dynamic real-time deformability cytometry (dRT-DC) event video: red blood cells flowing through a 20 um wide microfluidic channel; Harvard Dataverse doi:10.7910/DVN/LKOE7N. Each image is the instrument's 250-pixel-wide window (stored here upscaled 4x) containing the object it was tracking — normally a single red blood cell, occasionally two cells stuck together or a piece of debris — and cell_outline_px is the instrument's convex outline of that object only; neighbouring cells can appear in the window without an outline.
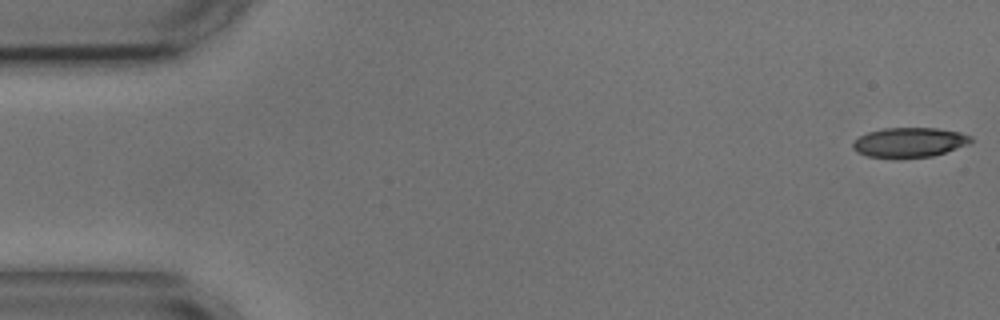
{"species": "common noctule bat (a hibernating species)", "species_latin": "Nyctalus noctula", "temperature_condition": "cold", "stored_images_in_passage": 4, "camera_frame_rate_fps": 3000, "um_per_image_px": 0.085, "animal": {"sex": "male", "body_mass_g": 17.9, "forearm_length_mm": 54.2}, "frame": {"image": 1, "passage_image": 1, "time_ms": 0.0, "image_size_px": [1000, 320], "cell_outline_px": [[972, 140], [968, 144], [932, 156], [900, 160], [896, 160], [868, 156], [856, 152], [852, 148], [852, 144], [860, 136], [868, 132], [884, 128], [936, 128], [960, 132], [972, 136]], "centroid_in_image_um": [77.26, 12.13], "position_along_channel_um": 7.7, "area_um2": 20.81}}
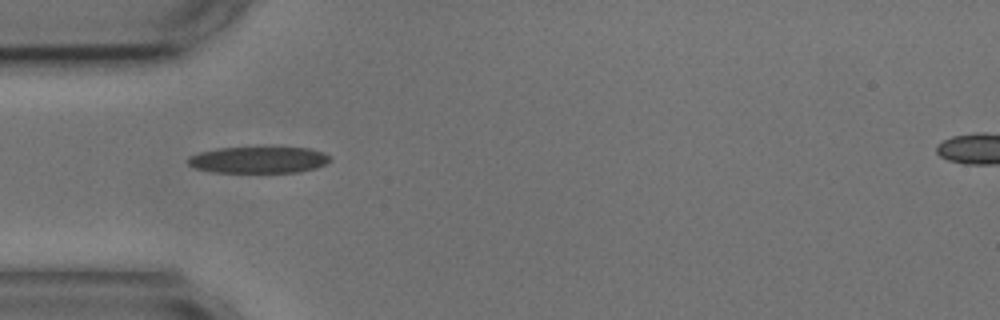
{"frame": {"image": 2, "passage_image": 3, "time_ms": 5.0, "image_size_px": [1000, 320], "cell_outline_px": [[332, 160], [316, 168], [300, 172], [212, 172], [196, 168], [188, 164], [188, 156], [200, 152], [220, 148], [260, 144], [268, 144], [312, 148], [324, 152], [332, 156]], "centroid_in_image_um": [22.06, 13.52], "position_along_channel_um": 62.9, "area_um2": 23.35}}